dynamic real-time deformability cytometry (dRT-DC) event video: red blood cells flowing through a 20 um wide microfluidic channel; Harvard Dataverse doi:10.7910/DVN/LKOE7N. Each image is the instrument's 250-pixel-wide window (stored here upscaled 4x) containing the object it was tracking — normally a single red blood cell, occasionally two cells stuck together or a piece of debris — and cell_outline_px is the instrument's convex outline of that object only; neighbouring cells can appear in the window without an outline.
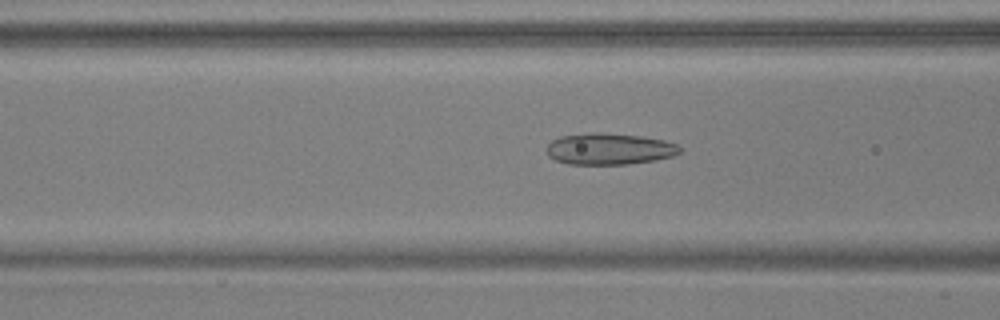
{"species": "common noctule bat (a hibernating species)", "species_latin": "Nyctalus noctula", "temperature_condition": "warm", "stored_images_in_passage": 53, "camera_frame_rate_fps": 3000, "um_per_image_px": 0.085, "animal": {"sex": "male", "body_mass_g": 17.9, "forearm_length_mm": 54.2}, "frame": {"image": 1, "passage_image": 21, "time_ms": 6.667, "image_size_px": [1000, 320], "cell_outline_px": [[680, 152], [672, 156], [656, 160], [628, 164], [568, 164], [556, 160], [548, 156], [548, 144], [552, 140], [560, 136], [592, 132], [600, 132], [640, 136], [664, 140], [676, 144], [680, 148]], "centroid_in_image_um": [51.78, 12.65], "position_along_channel_um": 114.8, "area_um2": 24.33}}
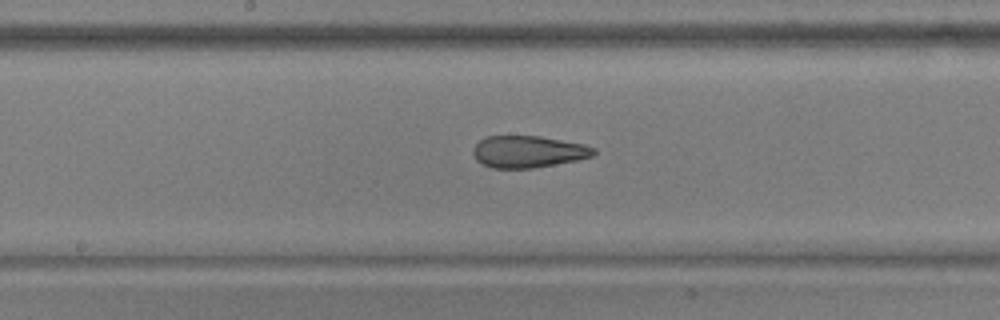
{"frame": {"image": 2, "passage_image": 28, "time_ms": 9.0, "image_size_px": [1000, 320], "cell_outline_px": [[596, 152], [592, 156], [576, 160], [532, 168], [492, 168], [476, 160], [472, 152], [472, 148], [484, 136], [540, 136], [584, 144], [596, 148]], "centroid_in_image_um": [44.87, 12.88], "position_along_channel_um": 203.3, "area_um2": 22.37}}
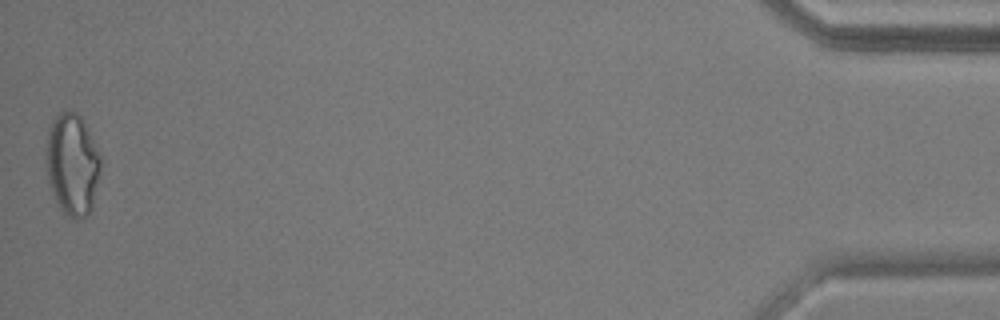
{"frame": {"image": 3, "passage_image": 53, "time_ms": 17.333, "image_size_px": [1000, 320], "cell_outline_px": [[104, 160], [92, 208], [80, 220], [76, 220], [68, 216], [60, 208], [56, 200], [48, 180], [44, 152], [48, 128], [52, 120], [60, 112], [76, 112], [80, 116]], "centroid_in_image_um": [6.16, 13.97], "position_along_channel_um": 429.0, "area_um2": 32.89}, "authors_computed_cell_mechanics": {"area_um2": 26.2412, "velocity_mm_per_s": 3.7812, "shape_relaxation_time_tau1_ms": null, "shape_relaxation_time_tau2_ms": 2.712, "deformation_change_tau1": null, "deformation_change_tau2": 0.1096}}